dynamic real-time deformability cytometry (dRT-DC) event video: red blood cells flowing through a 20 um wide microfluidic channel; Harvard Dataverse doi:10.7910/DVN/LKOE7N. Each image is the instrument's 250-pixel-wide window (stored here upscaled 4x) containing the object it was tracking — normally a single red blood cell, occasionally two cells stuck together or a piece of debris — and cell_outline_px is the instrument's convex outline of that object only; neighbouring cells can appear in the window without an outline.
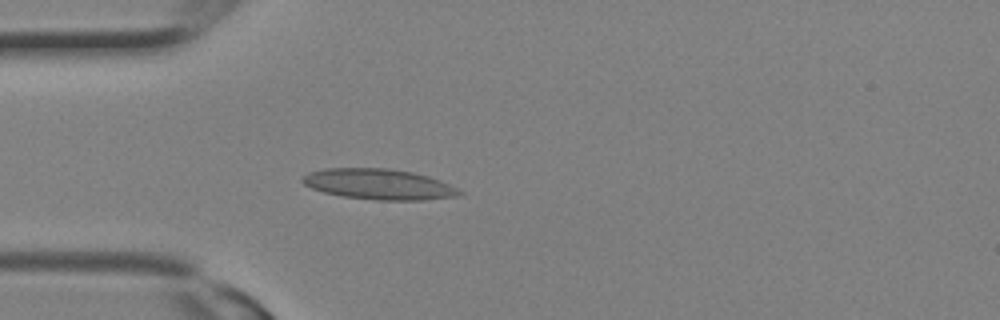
{"species": "Egyptian fruit bat (a non-hibernating species)", "species_latin": "Rousettus aegyptiacus", "temperature_condition": "room temperature", "stored_images_in_passage": 3, "camera_frame_rate_fps": 3000, "um_per_image_px": 0.085, "animal": {"sex": "female"}, "frame": {"image": 1, "passage_image": 3, "time_ms": 0.667, "image_size_px": [1000, 320], "cell_outline_px": [[464, 192], [456, 196], [424, 200], [376, 200], [344, 196], [324, 192], [312, 188], [304, 184], [300, 180], [308, 172], [324, 168], [388, 168], [412, 172], [428, 176], [440, 180]], "centroid_in_image_um": [32.18, 15.65], "position_along_channel_um": 52.8, "area_um2": 27.86}}